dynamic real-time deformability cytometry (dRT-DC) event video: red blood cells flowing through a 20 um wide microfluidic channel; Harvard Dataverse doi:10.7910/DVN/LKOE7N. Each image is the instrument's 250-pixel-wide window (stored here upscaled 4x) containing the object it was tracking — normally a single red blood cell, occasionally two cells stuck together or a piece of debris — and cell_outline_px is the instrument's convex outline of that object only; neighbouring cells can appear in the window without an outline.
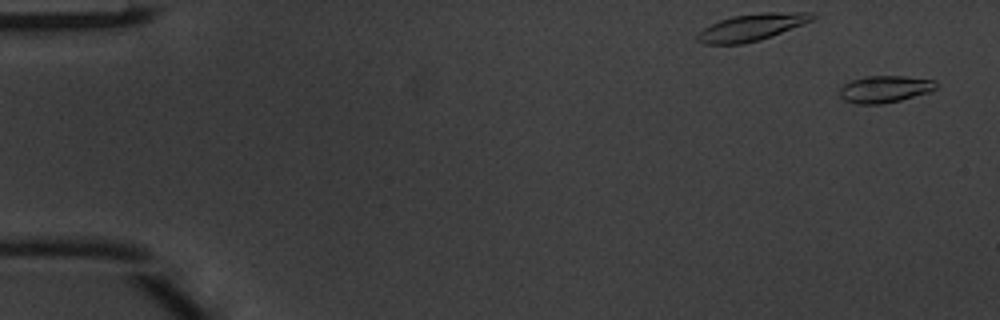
{"species": "common noctule bat (a hibernating species)", "species_latin": "Nyctalus noctula", "temperature_condition": "warm", "stored_images_in_passage": 10, "camera_frame_rate_fps": 3000, "um_per_image_px": 0.085, "animal": {"sex": "male", "body_mass_g": 20.1, "forearm_length_mm": 53.5}, "frame": {"image": 1, "passage_image": 2, "time_ms": 0.333, "image_size_px": [1000, 320], "cell_outline_px": [[936, 88], [932, 92], [900, 100], [880, 104], [856, 104], [844, 100], [840, 96], [840, 88], [844, 84], [852, 80], [868, 76], [904, 76], [936, 80]], "centroid_in_image_um": [75.23, 7.58], "position_along_channel_um": 9.8, "area_um2": 15.2}}